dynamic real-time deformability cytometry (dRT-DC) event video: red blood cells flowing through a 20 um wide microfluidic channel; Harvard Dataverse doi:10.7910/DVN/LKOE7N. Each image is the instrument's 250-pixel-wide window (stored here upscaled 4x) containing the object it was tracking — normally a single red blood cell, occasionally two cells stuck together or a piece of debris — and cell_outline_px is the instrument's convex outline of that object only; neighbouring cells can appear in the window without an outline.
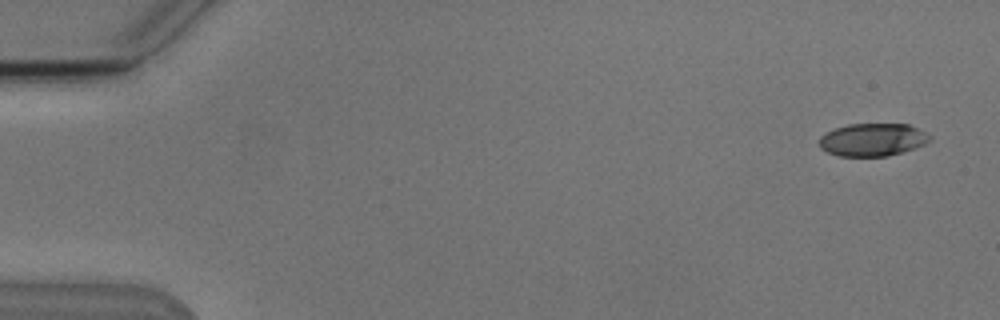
{"species": "Egyptian fruit bat (a non-hibernating species)", "species_latin": "Rousettus aegyptiacus", "temperature_condition": "cold", "stored_images_in_passage": 6, "camera_frame_rate_fps": 3000, "um_per_image_px": 0.085, "animal": {"sex": "male"}, "frame": {"image": 1, "passage_image": 1, "time_ms": 0.0, "image_size_px": [1000, 320], "cell_outline_px": [[932, 140], [924, 144], [888, 156], [840, 156], [828, 152], [820, 148], [820, 136], [836, 128], [848, 124], [908, 124], [932, 136]], "centroid_in_image_um": [74.17, 11.87], "position_along_channel_um": 10.8, "area_um2": 20.87}}
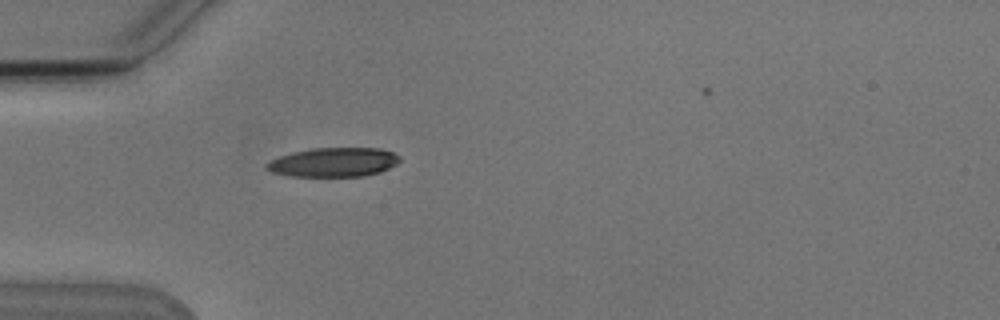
{"frame": {"image": 2, "passage_image": 5, "time_ms": 4.667, "image_size_px": [1000, 320], "cell_outline_px": [[400, 160], [396, 164], [380, 172], [364, 176], [292, 176], [272, 172], [264, 168], [264, 164], [280, 156], [292, 152], [312, 148], [380, 148], [392, 152], [400, 156]], "centroid_in_image_um": [28.35, 13.78], "position_along_channel_um": 56.7, "area_um2": 22.6}}